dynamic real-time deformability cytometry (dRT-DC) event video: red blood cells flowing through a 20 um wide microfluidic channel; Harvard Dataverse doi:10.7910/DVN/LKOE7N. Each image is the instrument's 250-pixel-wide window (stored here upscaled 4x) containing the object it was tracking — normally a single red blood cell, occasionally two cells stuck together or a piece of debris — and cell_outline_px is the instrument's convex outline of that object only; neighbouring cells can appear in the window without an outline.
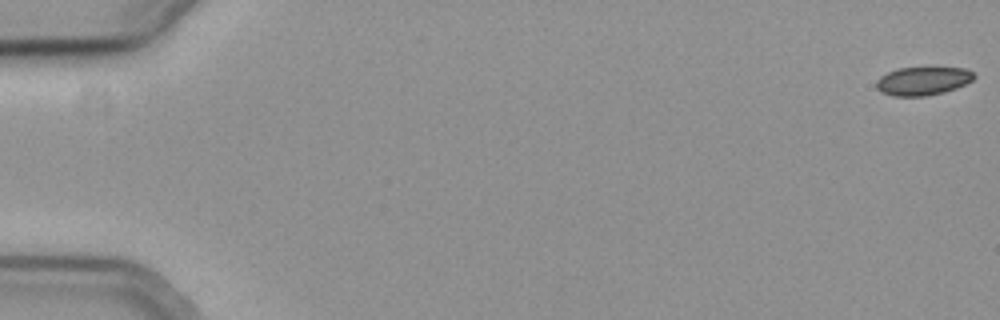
{"species": "common noctule bat (a hibernating species)", "species_latin": "Nyctalus noctula", "temperature_condition": "cold", "stored_images_in_passage": 57, "camera_frame_rate_fps": 3000, "um_per_image_px": 0.085, "animal": {"sex": "female", "body_mass_g": 19.3, "forearm_length_mm": 54.1}, "frame": {"image": 1, "passage_image": 1, "time_ms": 0.0, "image_size_px": [1000, 320], "cell_outline_px": [[976, 76], [972, 80], [956, 88], [944, 92], [924, 96], [892, 96], [880, 92], [876, 88], [876, 80], [880, 76], [888, 72], [900, 68], [964, 68], [972, 72]], "centroid_in_image_um": [78.4, 6.89], "position_along_channel_um": 6.6, "area_um2": 16.07}}
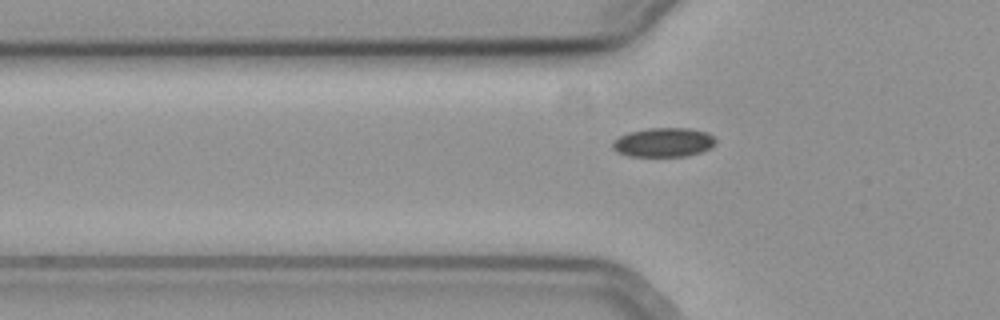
{"frame": {"image": 2, "passage_image": 20, "time_ms": 6.333, "image_size_px": [1000, 320], "cell_outline_px": [[716, 144], [712, 148], [688, 156], [628, 156], [616, 152], [612, 148], [612, 140], [628, 132], [648, 128], [688, 128], [708, 132], [716, 140]], "centroid_in_image_um": [56.4, 12.1], "position_along_channel_um": 69.4, "area_um2": 17.74}}
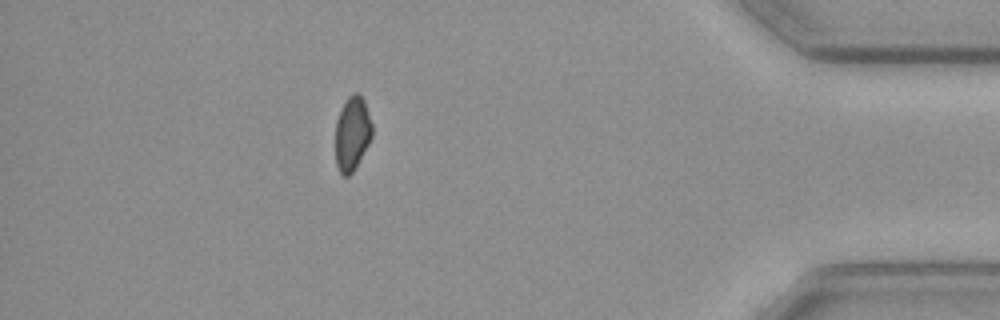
{"frame": {"image": 3, "passage_image": 51, "time_ms": 16.667, "image_size_px": [1000, 320], "cell_outline_px": [[372, 136], [356, 168], [348, 176], [344, 176], [340, 172], [336, 164], [336, 120], [340, 108], [344, 100], [352, 92], [360, 92], [364, 100], [372, 124]], "centroid_in_image_um": [29.93, 11.3], "position_along_channel_um": 405.3, "area_um2": 16.07}, "authors_computed_cell_mechanics": {"area_um2": 16.9932, "velocity_mm_per_s": 3.6964, "shape_relaxation_time_tau1_ms": 6.5758, "shape_relaxation_time_tau2_ms": null, "deformation_change_tau1": 0.0607, "deformation_change_tau2": null}}